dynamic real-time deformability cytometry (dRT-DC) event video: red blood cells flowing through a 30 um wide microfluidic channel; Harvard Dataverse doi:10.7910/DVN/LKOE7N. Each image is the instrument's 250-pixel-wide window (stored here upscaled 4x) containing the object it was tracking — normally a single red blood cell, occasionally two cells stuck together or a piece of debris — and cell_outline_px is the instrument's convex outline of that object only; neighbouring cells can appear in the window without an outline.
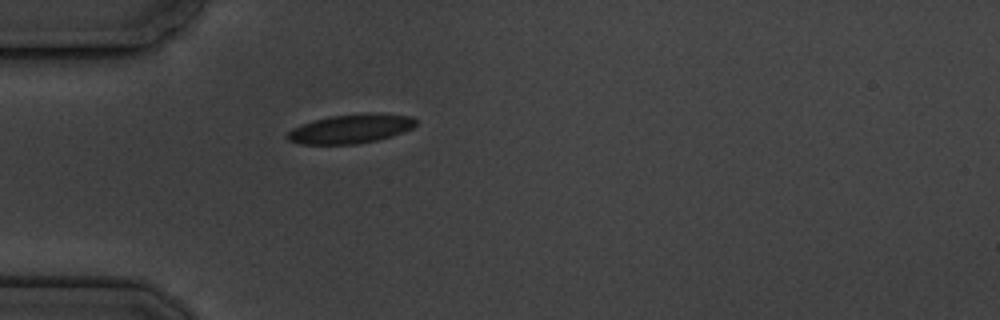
{"species": "common noctule bat (a hibernating species)", "species_latin": "Nyctalus noctula", "temperature_condition": "cold", "stored_images_in_passage": 1, "camera_frame_rate_fps": 3000, "um_per_image_px": 0.085, "animal": {"sex": "male", "body_mass_g": 19.5, "forearm_length_mm": 54.6}, "frame": {"image": 1, "passage_image": 1, "time_ms": 0.0, "image_size_px": [1000, 320], "cell_outline_px": [[416, 124], [412, 128], [404, 132], [392, 136], [376, 140], [356, 144], [300, 144], [288, 140], [284, 136], [292, 128], [300, 124], [312, 120], [332, 116], [368, 112], [376, 112], [412, 116], [416, 120]], "centroid_in_image_um": [29.81, 10.93], "position_along_channel_um": 55.2, "area_um2": 22.08}}